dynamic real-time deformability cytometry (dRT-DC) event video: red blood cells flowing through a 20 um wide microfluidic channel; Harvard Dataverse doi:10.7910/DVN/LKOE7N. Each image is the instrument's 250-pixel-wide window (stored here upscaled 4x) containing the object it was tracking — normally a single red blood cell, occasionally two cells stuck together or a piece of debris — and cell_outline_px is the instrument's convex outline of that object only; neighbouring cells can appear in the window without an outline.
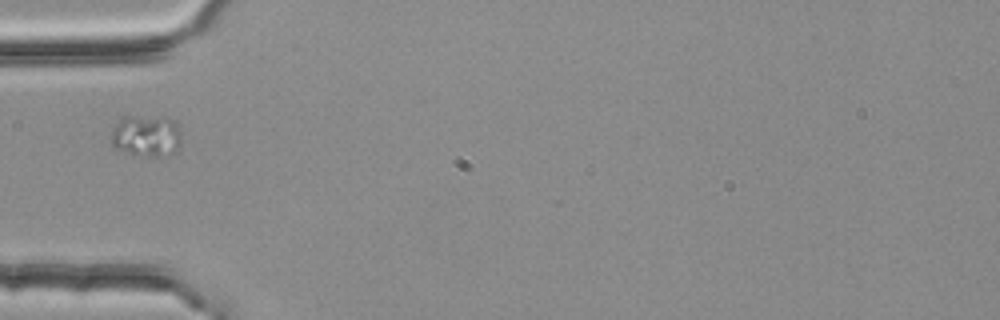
{"species": "common noctule bat (a hibernating species)", "species_latin": "Nyctalus noctula", "temperature_condition": "room temperature", "stored_images_in_passage": 2, "camera_frame_rate_fps": 3000, "um_per_image_px": 0.085, "animal": {"sex": "female", "body_mass_g": 25.1}, "frame": {"image": 1, "passage_image": 1, "time_ms": 0.0, "image_size_px": [1000, 320], "cell_outline_px": [[180, 144], [168, 156], [148, 156], [128, 152], [116, 148], [112, 144], [112, 132], [120, 116], [164, 116], [172, 120], [180, 128]], "centroid_in_image_um": [12.45, 11.51], "position_along_channel_um": 72.6, "area_um2": 16.99}}